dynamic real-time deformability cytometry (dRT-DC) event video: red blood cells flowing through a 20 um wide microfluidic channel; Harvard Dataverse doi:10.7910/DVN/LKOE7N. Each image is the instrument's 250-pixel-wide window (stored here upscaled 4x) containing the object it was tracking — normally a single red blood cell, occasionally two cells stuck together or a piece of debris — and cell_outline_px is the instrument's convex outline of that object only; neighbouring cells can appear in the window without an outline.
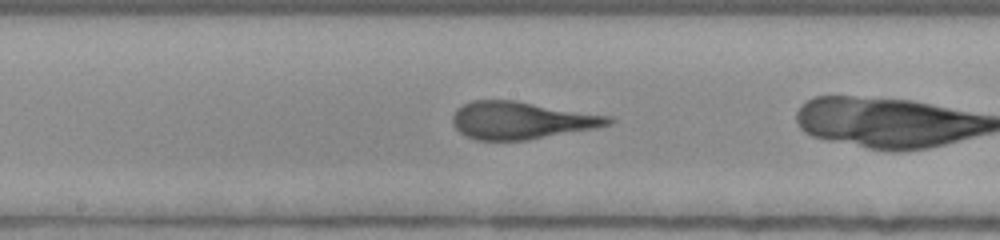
{"species": "human", "species_latin": "Homo sapiens", "temperature_condition": "room temperature", "stored_images_in_passage": 34, "camera_frame_rate_fps": 3000, "um_per_image_px": 0.085, "donor": {"sex": "female"}, "frame": {"image": 1, "passage_image": 21, "time_ms": 6.667, "image_size_px": [1000, 240], "cell_outline_px": [[616, 120], [612, 124], [596, 128], [528, 140], [476, 140], [460, 132], [452, 124], [452, 116], [456, 108], [472, 100], [516, 100], [612, 116]], "centroid_in_image_um": [44.35, 10.22], "position_along_channel_um": 203.9, "area_um2": 34.28}}
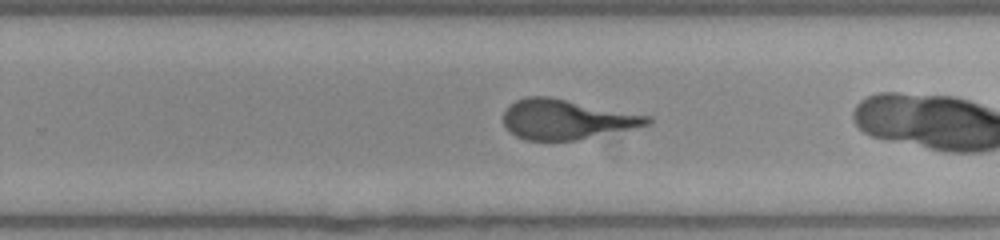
{"frame": {"image": 2, "passage_image": 27, "time_ms": 8.667, "image_size_px": [1000, 240], "cell_outline_px": [[652, 124], [576, 140], [524, 140], [516, 136], [504, 124], [504, 112], [516, 100], [524, 96], [548, 96], [652, 116]], "centroid_in_image_um": [48.17, 10.14], "position_along_channel_um": 281.6, "area_um2": 33.18}}
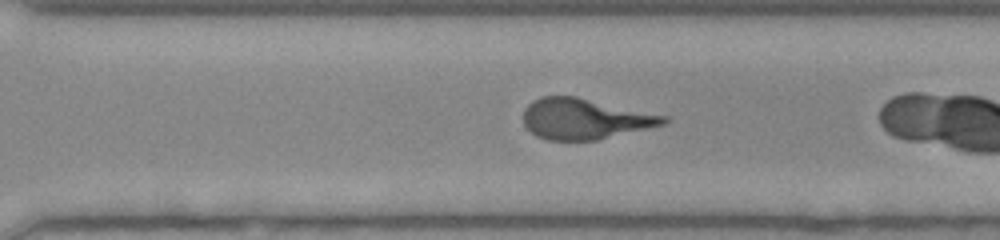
{"frame": {"image": 3, "passage_image": 30, "time_ms": 9.667, "image_size_px": [1000, 240], "cell_outline_px": [[672, 120], [668, 124], [596, 140], [548, 140], [536, 136], [524, 124], [524, 108], [532, 100], [540, 96], [576, 96], [668, 116]], "centroid_in_image_um": [49.75, 10.09], "position_along_channel_um": 320.9, "area_um2": 33.47}}